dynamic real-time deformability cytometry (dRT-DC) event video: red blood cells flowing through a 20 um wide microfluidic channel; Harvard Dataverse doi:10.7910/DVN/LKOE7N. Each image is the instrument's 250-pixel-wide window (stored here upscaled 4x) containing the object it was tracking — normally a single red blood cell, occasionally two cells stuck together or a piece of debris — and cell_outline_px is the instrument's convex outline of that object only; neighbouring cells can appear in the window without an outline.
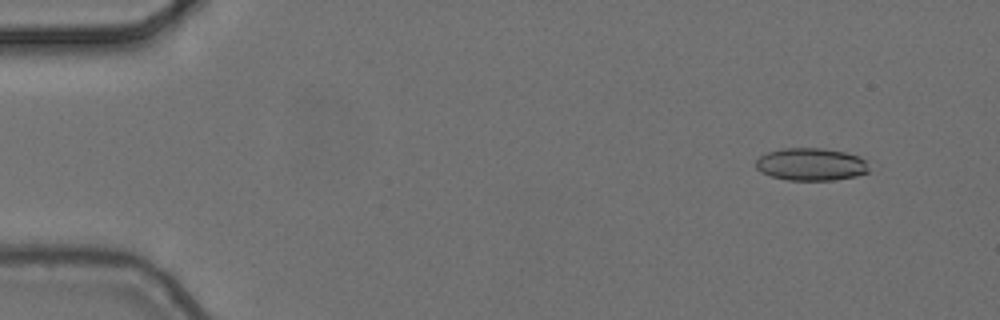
{"species": "common noctule bat (a hibernating species)", "species_latin": "Nyctalus noctula", "temperature_condition": "cold", "stored_images_in_passage": 5, "camera_frame_rate_fps": 3000, "um_per_image_px": 0.085, "animal": {"sex": "female", "body_mass_g": 24.6, "forearm_length_mm": 56.2}, "frame": {"image": 1, "passage_image": 2, "time_ms": 0.333, "image_size_px": [1000, 320], "cell_outline_px": [[868, 172], [856, 176], [832, 180], [788, 180], [772, 176], [760, 172], [756, 168], [756, 160], [760, 156], [768, 152], [784, 148], [824, 148], [844, 152], [856, 156], [864, 160], [868, 168]], "centroid_in_image_um": [68.9, 13.97], "position_along_channel_um": 16.1, "area_um2": 21.27}}